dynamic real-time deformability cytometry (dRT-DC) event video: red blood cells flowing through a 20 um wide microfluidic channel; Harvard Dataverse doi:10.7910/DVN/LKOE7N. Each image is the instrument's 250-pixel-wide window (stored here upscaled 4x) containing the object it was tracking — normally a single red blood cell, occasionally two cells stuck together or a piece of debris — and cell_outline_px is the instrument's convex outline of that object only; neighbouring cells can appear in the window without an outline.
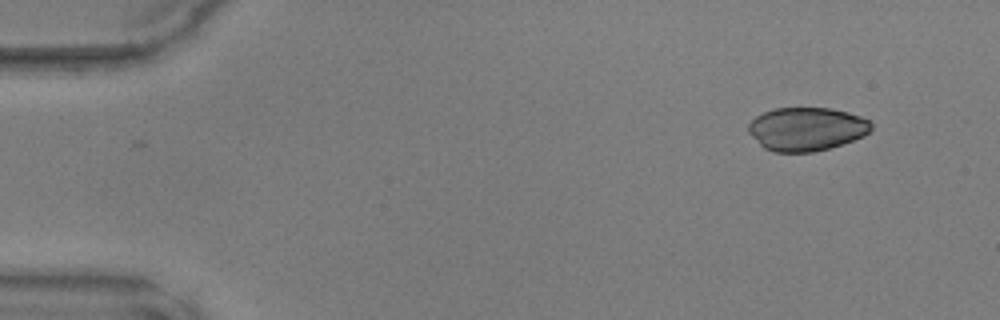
{"species": "common noctule bat (a hibernating species)", "species_latin": "Nyctalus noctula", "temperature_condition": "warm", "stored_images_in_passage": 24, "camera_frame_rate_fps": 3000, "um_per_image_px": 0.085, "animal": {"sex": "male", "body_mass_g": 17.9, "forearm_length_mm": 54.2}, "frame": {"image": 1, "passage_image": 1, "time_ms": 0.0, "image_size_px": [1000, 320], "cell_outline_px": [[872, 128], [864, 136], [828, 148], [812, 152], [772, 152], [764, 148], [748, 132], [748, 124], [756, 116], [764, 112], [776, 108], [832, 108], [848, 112], [860, 116], [868, 120], [872, 124]], "centroid_in_image_um": [68.54, 10.96], "position_along_channel_um": 16.5, "area_um2": 30.98}}